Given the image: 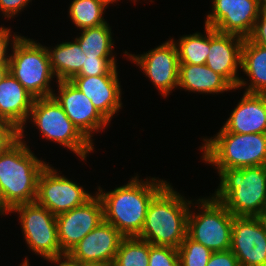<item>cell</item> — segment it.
Returning <instances> with one entry per match:
<instances>
[{
	"mask_svg": "<svg viewBox=\"0 0 266 266\" xmlns=\"http://www.w3.org/2000/svg\"><path fill=\"white\" fill-rule=\"evenodd\" d=\"M167 183L156 177L140 180L137 174L114 190L105 192L98 186L96 194L103 204L104 221L124 237H137L143 229L149 203Z\"/></svg>",
	"mask_w": 266,
	"mask_h": 266,
	"instance_id": "cell-1",
	"label": "cell"
},
{
	"mask_svg": "<svg viewBox=\"0 0 266 266\" xmlns=\"http://www.w3.org/2000/svg\"><path fill=\"white\" fill-rule=\"evenodd\" d=\"M24 134H17L0 152V189L5 215L21 204L36 201L38 178L48 164L27 146Z\"/></svg>",
	"mask_w": 266,
	"mask_h": 266,
	"instance_id": "cell-2",
	"label": "cell"
},
{
	"mask_svg": "<svg viewBox=\"0 0 266 266\" xmlns=\"http://www.w3.org/2000/svg\"><path fill=\"white\" fill-rule=\"evenodd\" d=\"M191 202L168 182L149 203L143 229L137 238L151 245L178 249L187 236Z\"/></svg>",
	"mask_w": 266,
	"mask_h": 266,
	"instance_id": "cell-3",
	"label": "cell"
},
{
	"mask_svg": "<svg viewBox=\"0 0 266 266\" xmlns=\"http://www.w3.org/2000/svg\"><path fill=\"white\" fill-rule=\"evenodd\" d=\"M211 196L233 216L256 217L266 207V165L227 168Z\"/></svg>",
	"mask_w": 266,
	"mask_h": 266,
	"instance_id": "cell-4",
	"label": "cell"
},
{
	"mask_svg": "<svg viewBox=\"0 0 266 266\" xmlns=\"http://www.w3.org/2000/svg\"><path fill=\"white\" fill-rule=\"evenodd\" d=\"M201 160L216 168L217 173L227 168L266 165V133L236 134L222 128L211 138H203Z\"/></svg>",
	"mask_w": 266,
	"mask_h": 266,
	"instance_id": "cell-5",
	"label": "cell"
},
{
	"mask_svg": "<svg viewBox=\"0 0 266 266\" xmlns=\"http://www.w3.org/2000/svg\"><path fill=\"white\" fill-rule=\"evenodd\" d=\"M9 72L36 99L51 97L54 76L46 46L20 36L10 47Z\"/></svg>",
	"mask_w": 266,
	"mask_h": 266,
	"instance_id": "cell-6",
	"label": "cell"
},
{
	"mask_svg": "<svg viewBox=\"0 0 266 266\" xmlns=\"http://www.w3.org/2000/svg\"><path fill=\"white\" fill-rule=\"evenodd\" d=\"M29 119L43 138L69 149L81 161H86L89 153L94 152V144L79 131L52 96L34 99Z\"/></svg>",
	"mask_w": 266,
	"mask_h": 266,
	"instance_id": "cell-7",
	"label": "cell"
},
{
	"mask_svg": "<svg viewBox=\"0 0 266 266\" xmlns=\"http://www.w3.org/2000/svg\"><path fill=\"white\" fill-rule=\"evenodd\" d=\"M193 199L187 220V236L213 252L227 251L231 247V232L234 216L211 195L194 202ZM198 207V208H197Z\"/></svg>",
	"mask_w": 266,
	"mask_h": 266,
	"instance_id": "cell-8",
	"label": "cell"
},
{
	"mask_svg": "<svg viewBox=\"0 0 266 266\" xmlns=\"http://www.w3.org/2000/svg\"><path fill=\"white\" fill-rule=\"evenodd\" d=\"M28 249L44 260L65 255L59 244L56 216L36 201L14 207Z\"/></svg>",
	"mask_w": 266,
	"mask_h": 266,
	"instance_id": "cell-9",
	"label": "cell"
},
{
	"mask_svg": "<svg viewBox=\"0 0 266 266\" xmlns=\"http://www.w3.org/2000/svg\"><path fill=\"white\" fill-rule=\"evenodd\" d=\"M84 189L83 186L60 175L48 162L38 178L36 202L58 216L83 205L93 196Z\"/></svg>",
	"mask_w": 266,
	"mask_h": 266,
	"instance_id": "cell-10",
	"label": "cell"
},
{
	"mask_svg": "<svg viewBox=\"0 0 266 266\" xmlns=\"http://www.w3.org/2000/svg\"><path fill=\"white\" fill-rule=\"evenodd\" d=\"M124 54L140 67L163 97L178 88L179 57L174 38L140 55L129 54L128 51Z\"/></svg>",
	"mask_w": 266,
	"mask_h": 266,
	"instance_id": "cell-11",
	"label": "cell"
},
{
	"mask_svg": "<svg viewBox=\"0 0 266 266\" xmlns=\"http://www.w3.org/2000/svg\"><path fill=\"white\" fill-rule=\"evenodd\" d=\"M260 12L259 0H212L204 24L220 33L247 38Z\"/></svg>",
	"mask_w": 266,
	"mask_h": 266,
	"instance_id": "cell-12",
	"label": "cell"
},
{
	"mask_svg": "<svg viewBox=\"0 0 266 266\" xmlns=\"http://www.w3.org/2000/svg\"><path fill=\"white\" fill-rule=\"evenodd\" d=\"M58 93L52 97L63 108L67 117L79 131L94 144L92 137L103 132L109 122L94 107L91 100L70 81H56ZM107 125V126H106Z\"/></svg>",
	"mask_w": 266,
	"mask_h": 266,
	"instance_id": "cell-13",
	"label": "cell"
},
{
	"mask_svg": "<svg viewBox=\"0 0 266 266\" xmlns=\"http://www.w3.org/2000/svg\"><path fill=\"white\" fill-rule=\"evenodd\" d=\"M103 220V204L96 193L83 205L56 216L58 240L62 252L67 254Z\"/></svg>",
	"mask_w": 266,
	"mask_h": 266,
	"instance_id": "cell-14",
	"label": "cell"
},
{
	"mask_svg": "<svg viewBox=\"0 0 266 266\" xmlns=\"http://www.w3.org/2000/svg\"><path fill=\"white\" fill-rule=\"evenodd\" d=\"M230 250L239 266H266V231L257 217L234 216Z\"/></svg>",
	"mask_w": 266,
	"mask_h": 266,
	"instance_id": "cell-15",
	"label": "cell"
},
{
	"mask_svg": "<svg viewBox=\"0 0 266 266\" xmlns=\"http://www.w3.org/2000/svg\"><path fill=\"white\" fill-rule=\"evenodd\" d=\"M125 237L104 220L83 237L67 255L79 263H114L121 241Z\"/></svg>",
	"mask_w": 266,
	"mask_h": 266,
	"instance_id": "cell-16",
	"label": "cell"
},
{
	"mask_svg": "<svg viewBox=\"0 0 266 266\" xmlns=\"http://www.w3.org/2000/svg\"><path fill=\"white\" fill-rule=\"evenodd\" d=\"M244 38L235 34L220 33L210 27V49L206 65L223 76L234 88L240 79L241 50Z\"/></svg>",
	"mask_w": 266,
	"mask_h": 266,
	"instance_id": "cell-17",
	"label": "cell"
},
{
	"mask_svg": "<svg viewBox=\"0 0 266 266\" xmlns=\"http://www.w3.org/2000/svg\"><path fill=\"white\" fill-rule=\"evenodd\" d=\"M109 122L122 109V89L118 75L74 76L71 80Z\"/></svg>",
	"mask_w": 266,
	"mask_h": 266,
	"instance_id": "cell-18",
	"label": "cell"
},
{
	"mask_svg": "<svg viewBox=\"0 0 266 266\" xmlns=\"http://www.w3.org/2000/svg\"><path fill=\"white\" fill-rule=\"evenodd\" d=\"M34 97L9 72L0 82V120L24 134Z\"/></svg>",
	"mask_w": 266,
	"mask_h": 266,
	"instance_id": "cell-19",
	"label": "cell"
},
{
	"mask_svg": "<svg viewBox=\"0 0 266 266\" xmlns=\"http://www.w3.org/2000/svg\"><path fill=\"white\" fill-rule=\"evenodd\" d=\"M221 128L236 134L266 133V94L244 92Z\"/></svg>",
	"mask_w": 266,
	"mask_h": 266,
	"instance_id": "cell-20",
	"label": "cell"
},
{
	"mask_svg": "<svg viewBox=\"0 0 266 266\" xmlns=\"http://www.w3.org/2000/svg\"><path fill=\"white\" fill-rule=\"evenodd\" d=\"M178 87L200 94H219L235 88L206 64H179Z\"/></svg>",
	"mask_w": 266,
	"mask_h": 266,
	"instance_id": "cell-21",
	"label": "cell"
},
{
	"mask_svg": "<svg viewBox=\"0 0 266 266\" xmlns=\"http://www.w3.org/2000/svg\"><path fill=\"white\" fill-rule=\"evenodd\" d=\"M240 69L249 80L246 81L241 76L235 90L246 87L247 93L266 94V47L244 38Z\"/></svg>",
	"mask_w": 266,
	"mask_h": 266,
	"instance_id": "cell-22",
	"label": "cell"
},
{
	"mask_svg": "<svg viewBox=\"0 0 266 266\" xmlns=\"http://www.w3.org/2000/svg\"><path fill=\"white\" fill-rule=\"evenodd\" d=\"M46 48L51 70L57 81H70L80 72L86 55L75 39L57 44L53 48Z\"/></svg>",
	"mask_w": 266,
	"mask_h": 266,
	"instance_id": "cell-23",
	"label": "cell"
},
{
	"mask_svg": "<svg viewBox=\"0 0 266 266\" xmlns=\"http://www.w3.org/2000/svg\"><path fill=\"white\" fill-rule=\"evenodd\" d=\"M80 36L74 39L79 43L82 52L87 57H116L112 29L109 23H104L96 27L81 29Z\"/></svg>",
	"mask_w": 266,
	"mask_h": 266,
	"instance_id": "cell-24",
	"label": "cell"
},
{
	"mask_svg": "<svg viewBox=\"0 0 266 266\" xmlns=\"http://www.w3.org/2000/svg\"><path fill=\"white\" fill-rule=\"evenodd\" d=\"M204 34L195 32L181 36L177 42L179 64L204 65L210 49V27L204 25Z\"/></svg>",
	"mask_w": 266,
	"mask_h": 266,
	"instance_id": "cell-25",
	"label": "cell"
},
{
	"mask_svg": "<svg viewBox=\"0 0 266 266\" xmlns=\"http://www.w3.org/2000/svg\"><path fill=\"white\" fill-rule=\"evenodd\" d=\"M110 4L108 0H73L68 15L77 29L96 27L107 22L103 14Z\"/></svg>",
	"mask_w": 266,
	"mask_h": 266,
	"instance_id": "cell-26",
	"label": "cell"
},
{
	"mask_svg": "<svg viewBox=\"0 0 266 266\" xmlns=\"http://www.w3.org/2000/svg\"><path fill=\"white\" fill-rule=\"evenodd\" d=\"M112 266H149V242L137 237H125Z\"/></svg>",
	"mask_w": 266,
	"mask_h": 266,
	"instance_id": "cell-27",
	"label": "cell"
},
{
	"mask_svg": "<svg viewBox=\"0 0 266 266\" xmlns=\"http://www.w3.org/2000/svg\"><path fill=\"white\" fill-rule=\"evenodd\" d=\"M212 252L186 236L178 248L179 266H206Z\"/></svg>",
	"mask_w": 266,
	"mask_h": 266,
	"instance_id": "cell-28",
	"label": "cell"
},
{
	"mask_svg": "<svg viewBox=\"0 0 266 266\" xmlns=\"http://www.w3.org/2000/svg\"><path fill=\"white\" fill-rule=\"evenodd\" d=\"M116 57H87L76 76L118 75Z\"/></svg>",
	"mask_w": 266,
	"mask_h": 266,
	"instance_id": "cell-29",
	"label": "cell"
},
{
	"mask_svg": "<svg viewBox=\"0 0 266 266\" xmlns=\"http://www.w3.org/2000/svg\"><path fill=\"white\" fill-rule=\"evenodd\" d=\"M149 266H179L178 249L149 243Z\"/></svg>",
	"mask_w": 266,
	"mask_h": 266,
	"instance_id": "cell-30",
	"label": "cell"
},
{
	"mask_svg": "<svg viewBox=\"0 0 266 266\" xmlns=\"http://www.w3.org/2000/svg\"><path fill=\"white\" fill-rule=\"evenodd\" d=\"M20 36L15 33L12 35L11 28L0 26V64H9L11 54H8V46L13 45Z\"/></svg>",
	"mask_w": 266,
	"mask_h": 266,
	"instance_id": "cell-31",
	"label": "cell"
},
{
	"mask_svg": "<svg viewBox=\"0 0 266 266\" xmlns=\"http://www.w3.org/2000/svg\"><path fill=\"white\" fill-rule=\"evenodd\" d=\"M32 0H0V12L7 19L14 18L19 15L24 8L30 4Z\"/></svg>",
	"mask_w": 266,
	"mask_h": 266,
	"instance_id": "cell-32",
	"label": "cell"
},
{
	"mask_svg": "<svg viewBox=\"0 0 266 266\" xmlns=\"http://www.w3.org/2000/svg\"><path fill=\"white\" fill-rule=\"evenodd\" d=\"M251 42L266 47V12L261 11L251 34L247 37Z\"/></svg>",
	"mask_w": 266,
	"mask_h": 266,
	"instance_id": "cell-33",
	"label": "cell"
},
{
	"mask_svg": "<svg viewBox=\"0 0 266 266\" xmlns=\"http://www.w3.org/2000/svg\"><path fill=\"white\" fill-rule=\"evenodd\" d=\"M206 266H239L235 254L231 250L212 252Z\"/></svg>",
	"mask_w": 266,
	"mask_h": 266,
	"instance_id": "cell-34",
	"label": "cell"
},
{
	"mask_svg": "<svg viewBox=\"0 0 266 266\" xmlns=\"http://www.w3.org/2000/svg\"><path fill=\"white\" fill-rule=\"evenodd\" d=\"M17 133L11 129L5 122L0 120V152L15 137Z\"/></svg>",
	"mask_w": 266,
	"mask_h": 266,
	"instance_id": "cell-35",
	"label": "cell"
},
{
	"mask_svg": "<svg viewBox=\"0 0 266 266\" xmlns=\"http://www.w3.org/2000/svg\"><path fill=\"white\" fill-rule=\"evenodd\" d=\"M50 263H55V266H80V263L71 259L67 254L55 258L47 259ZM57 264V265H56Z\"/></svg>",
	"mask_w": 266,
	"mask_h": 266,
	"instance_id": "cell-36",
	"label": "cell"
},
{
	"mask_svg": "<svg viewBox=\"0 0 266 266\" xmlns=\"http://www.w3.org/2000/svg\"><path fill=\"white\" fill-rule=\"evenodd\" d=\"M256 217L258 218L263 229L266 231V207Z\"/></svg>",
	"mask_w": 266,
	"mask_h": 266,
	"instance_id": "cell-37",
	"label": "cell"
},
{
	"mask_svg": "<svg viewBox=\"0 0 266 266\" xmlns=\"http://www.w3.org/2000/svg\"><path fill=\"white\" fill-rule=\"evenodd\" d=\"M9 73V64H0V82L7 76Z\"/></svg>",
	"mask_w": 266,
	"mask_h": 266,
	"instance_id": "cell-38",
	"label": "cell"
},
{
	"mask_svg": "<svg viewBox=\"0 0 266 266\" xmlns=\"http://www.w3.org/2000/svg\"><path fill=\"white\" fill-rule=\"evenodd\" d=\"M0 215H5V202L1 189H0Z\"/></svg>",
	"mask_w": 266,
	"mask_h": 266,
	"instance_id": "cell-39",
	"label": "cell"
},
{
	"mask_svg": "<svg viewBox=\"0 0 266 266\" xmlns=\"http://www.w3.org/2000/svg\"><path fill=\"white\" fill-rule=\"evenodd\" d=\"M80 266H112V265L102 264V263H80Z\"/></svg>",
	"mask_w": 266,
	"mask_h": 266,
	"instance_id": "cell-40",
	"label": "cell"
},
{
	"mask_svg": "<svg viewBox=\"0 0 266 266\" xmlns=\"http://www.w3.org/2000/svg\"><path fill=\"white\" fill-rule=\"evenodd\" d=\"M259 6L261 11L266 12V0H259Z\"/></svg>",
	"mask_w": 266,
	"mask_h": 266,
	"instance_id": "cell-41",
	"label": "cell"
},
{
	"mask_svg": "<svg viewBox=\"0 0 266 266\" xmlns=\"http://www.w3.org/2000/svg\"><path fill=\"white\" fill-rule=\"evenodd\" d=\"M19 266H30L28 257H25V259L22 261V263Z\"/></svg>",
	"mask_w": 266,
	"mask_h": 266,
	"instance_id": "cell-42",
	"label": "cell"
},
{
	"mask_svg": "<svg viewBox=\"0 0 266 266\" xmlns=\"http://www.w3.org/2000/svg\"><path fill=\"white\" fill-rule=\"evenodd\" d=\"M111 4H113V3H115V2H118V1H120V0H108ZM132 1V0H131ZM134 1V3L135 2H137V0H133Z\"/></svg>",
	"mask_w": 266,
	"mask_h": 266,
	"instance_id": "cell-43",
	"label": "cell"
}]
</instances>
